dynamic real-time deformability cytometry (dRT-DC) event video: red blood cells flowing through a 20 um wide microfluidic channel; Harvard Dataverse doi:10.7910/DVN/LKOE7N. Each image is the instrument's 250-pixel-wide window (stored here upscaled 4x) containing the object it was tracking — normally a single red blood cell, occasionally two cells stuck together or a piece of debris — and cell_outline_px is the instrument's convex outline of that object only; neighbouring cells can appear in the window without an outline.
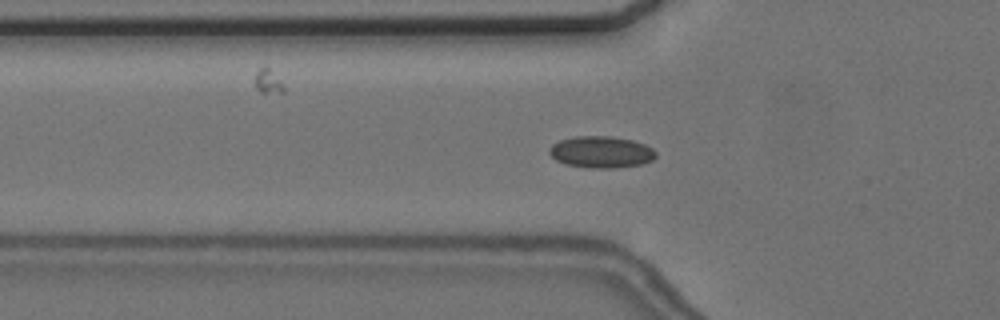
{"species": "common noctule bat (a hibernating species)", "species_latin": "Nyctalus noctula", "temperature_condition": "cold", "stored_images_in_passage": 50, "camera_frame_rate_fps": 3000, "um_per_image_px": 0.085, "animal": {"sex": "female", "body_mass_g": 24.6, "forearm_length_mm": 56.2}, "frame": {"image": 1, "passage_image": 20, "time_ms": 6.333, "image_size_px": [1000, 320], "cell_outline_px": [[656, 156], [652, 160], [640, 164], [612, 168], [592, 168], [564, 164], [556, 160], [548, 152], [548, 148], [552, 144], [560, 140], [576, 136], [612, 136], [632, 140], [644, 144], [652, 148], [656, 152]], "centroid_in_image_um": [51.07, 12.92], "position_along_channel_um": 74.7, "area_um2": 19.65}}
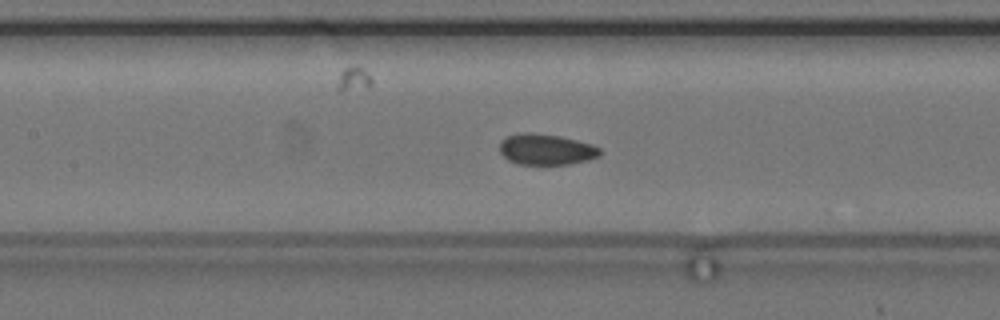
{"frame": {"image": 2, "passage_image": 27, "time_ms": 8.667, "image_size_px": [1000, 320], "cell_outline_px": [[600, 156], [588, 160], [568, 164], [520, 164], [508, 160], [500, 152], [500, 140], [508, 136], [520, 132], [528, 132], [560, 136], [592, 144], [600, 148]], "centroid_in_image_um": [46.41, 12.69], "position_along_channel_um": 161.0, "area_um2": 18.03}}
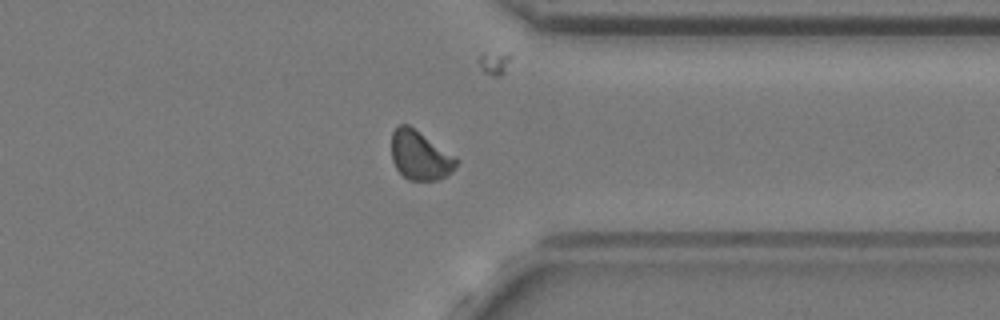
{"frame": {"image": 3, "passage_image": 45, "time_ms": 14.667, "image_size_px": [1000, 320], "cell_outline_px": [[460, 160], [452, 172], [440, 180], [408, 180], [396, 168], [392, 160], [392, 132], [400, 124], [408, 124], [456, 156]], "centroid_in_image_um": [35.73, 13.22], "position_along_channel_um": 375.7, "area_um2": 18.61}, "authors_computed_cell_mechanics": {"area_um2": 18.207, "velocity_mm_per_s": 3.6467, "shape_relaxation_time_tau1_ms": 8.2313, "shape_relaxation_time_tau2_ms": 0.9468, "deformation_change_tau1": 0.0886, "deformation_change_tau2": 0.0546}}